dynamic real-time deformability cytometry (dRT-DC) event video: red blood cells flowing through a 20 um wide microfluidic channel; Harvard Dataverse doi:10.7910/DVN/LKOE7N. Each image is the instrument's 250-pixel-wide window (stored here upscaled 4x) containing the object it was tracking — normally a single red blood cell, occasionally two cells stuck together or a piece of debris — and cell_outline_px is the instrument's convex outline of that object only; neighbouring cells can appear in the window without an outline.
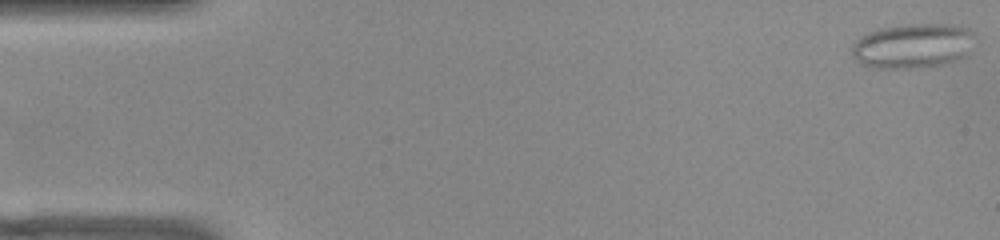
{"species": "common noctule bat (a hibernating species)", "species_latin": "Nyctalus noctula", "temperature_condition": "warm", "stored_images_in_passage": 52, "camera_frame_rate_fps": 3000, "um_per_image_px": 0.085, "animal": {"sex": "female", "body_mass_g": 22.0, "forearm_length_mm": 56.7}, "frame": {"image": 1, "passage_image": 1, "time_ms": 0.0, "image_size_px": [1000, 240], "cell_outline_px": [[976, 36], [968, 56], [944, 64], [920, 68], [880, 68], [860, 64], [852, 56], [852, 44], [860, 36], [876, 28], [904, 24], [956, 24], [968, 28]], "centroid_in_image_um": [77.62, 3.89], "position_along_channel_um": 7.4, "area_um2": 32.77}}
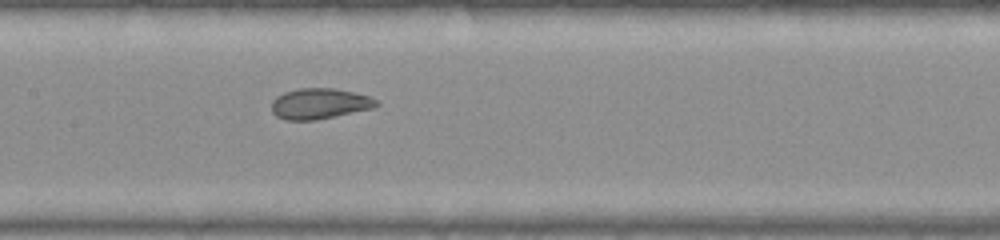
{"frame": {"image": 2, "passage_image": 25, "time_ms": 8.0, "image_size_px": [1000, 240], "cell_outline_px": [[380, 104], [372, 108], [316, 120], [284, 120], [276, 116], [272, 112], [272, 100], [276, 96], [284, 92], [296, 88], [336, 88], [368, 96], [376, 100]], "centroid_in_image_um": [27.11, 8.8], "position_along_channel_um": 180.3, "area_um2": 18.73}}
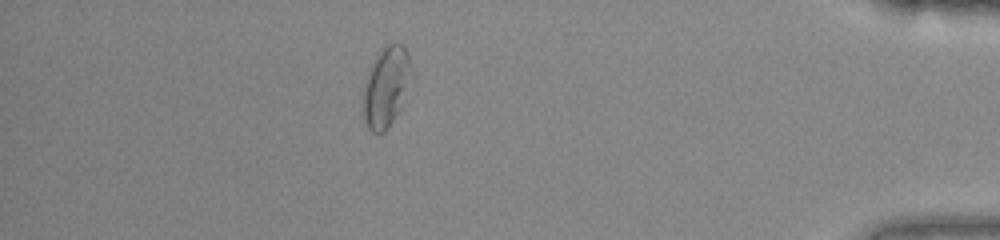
{"frame": {"image": 3, "passage_image": 46, "time_ms": 15.0, "image_size_px": [1000, 240], "cell_outline_px": [[408, 64], [400, 108], [384, 132], [372, 132], [368, 128], [364, 120], [364, 92], [368, 76], [372, 64], [380, 48], [384, 44], [400, 44], [408, 52]], "centroid_in_image_um": [32.74, 7.38], "position_along_channel_um": 402.5, "area_um2": 20.75}, "authors_computed_cell_mechanics": {"area_um2": 20.3167, "velocity_mm_per_s": 3.851, "shape_relaxation_time_tau1_ms": null, "shape_relaxation_time_tau2_ms": 1.347, "deformation_change_tau1": null, "deformation_change_tau2": 0.0567}}